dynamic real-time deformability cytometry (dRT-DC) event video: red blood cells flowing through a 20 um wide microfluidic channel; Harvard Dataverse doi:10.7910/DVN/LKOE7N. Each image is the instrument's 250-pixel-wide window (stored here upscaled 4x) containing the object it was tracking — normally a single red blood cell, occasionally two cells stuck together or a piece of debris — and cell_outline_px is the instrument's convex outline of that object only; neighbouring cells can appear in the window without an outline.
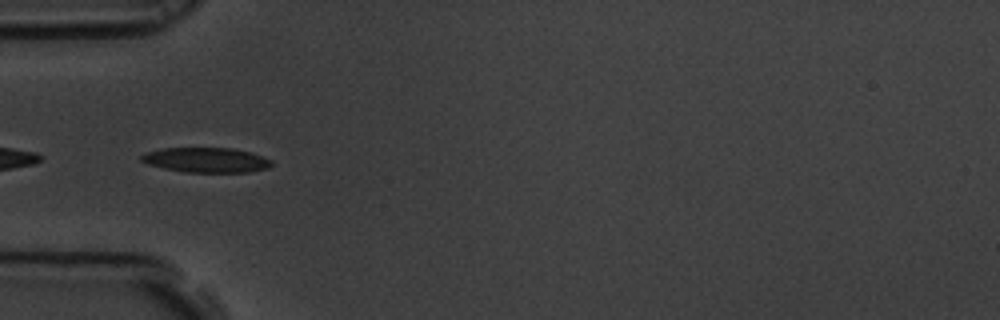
{"species": "common noctule bat (a hibernating species)", "species_latin": "Nyctalus noctula", "temperature_condition": "room temperature", "stored_images_in_passage": 41, "camera_frame_rate_fps": 3000, "um_per_image_px": 0.085, "animal": {"sex": "male", "body_mass_g": 19.5, "forearm_length_mm": 54.6}, "frame": {"image": 1, "passage_image": 1, "time_ms": 0.0, "image_size_px": [1000, 320], "cell_outline_px": [[272, 164], [268, 168], [248, 172], [184, 172], [164, 168], [148, 164], [140, 160], [140, 156], [148, 152], [164, 148], [232, 148], [252, 152], [272, 160]], "centroid_in_image_um": [17.56, 13.6], "position_along_channel_um": 67.4, "area_um2": 18.84}, "authors_computed_cell_mechanics": {"area_um2": 18.9584, "velocity_mm_per_s": 3.5, "shape_relaxation_time_tau1_ms": 3.7309, "shape_relaxation_time_tau2_ms": 1.798, "deformation_change_tau1": 0.1394, "deformation_change_tau2": 0.0712}}